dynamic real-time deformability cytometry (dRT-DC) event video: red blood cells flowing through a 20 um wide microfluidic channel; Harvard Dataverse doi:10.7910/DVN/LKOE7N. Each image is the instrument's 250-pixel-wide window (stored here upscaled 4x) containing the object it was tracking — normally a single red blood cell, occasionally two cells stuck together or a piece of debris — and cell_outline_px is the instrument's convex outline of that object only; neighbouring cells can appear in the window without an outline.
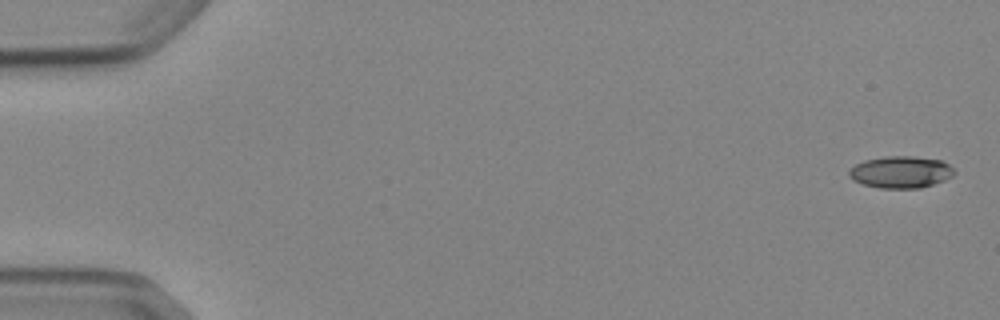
{"species": "Egyptian fruit bat (a non-hibernating species)", "species_latin": "Rousettus aegyptiacus", "temperature_condition": "cold", "stored_images_in_passage": 5, "camera_frame_rate_fps": 3000, "um_per_image_px": 0.085, "animal": {"sex": "female"}, "frame": {"image": 1, "passage_image": 1, "time_ms": 0.0, "image_size_px": [1000, 320], "cell_outline_px": [[956, 172], [952, 176], [944, 180], [920, 188], [880, 188], [864, 184], [852, 180], [848, 176], [848, 172], [856, 164], [864, 160], [884, 156], [912, 156], [940, 160], [948, 164]], "centroid_in_image_um": [76.55, 14.62], "position_along_channel_um": 8.5, "area_um2": 19.48}}
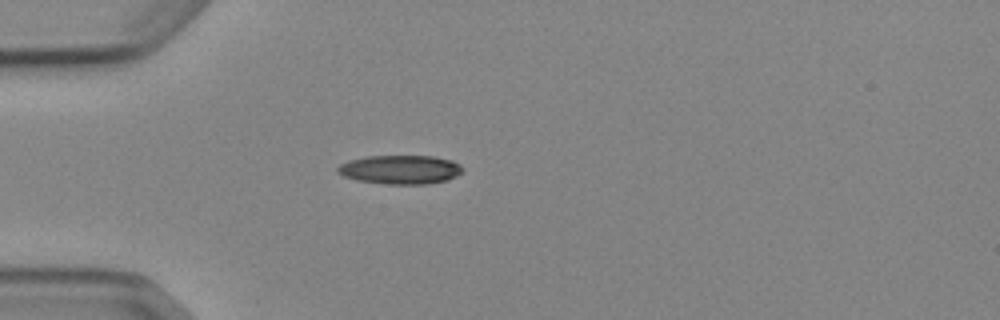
{"frame": {"image": 2, "passage_image": 5, "time_ms": 4.667, "image_size_px": [1000, 320], "cell_outline_px": [[464, 168], [456, 176], [448, 180], [428, 184], [388, 184], [356, 180], [344, 176], [336, 172], [336, 168], [340, 164], [348, 160], [364, 156], [432, 156], [452, 160], [460, 164]], "centroid_in_image_um": [34.01, 14.41], "position_along_channel_um": 51.0, "area_um2": 21.21}}